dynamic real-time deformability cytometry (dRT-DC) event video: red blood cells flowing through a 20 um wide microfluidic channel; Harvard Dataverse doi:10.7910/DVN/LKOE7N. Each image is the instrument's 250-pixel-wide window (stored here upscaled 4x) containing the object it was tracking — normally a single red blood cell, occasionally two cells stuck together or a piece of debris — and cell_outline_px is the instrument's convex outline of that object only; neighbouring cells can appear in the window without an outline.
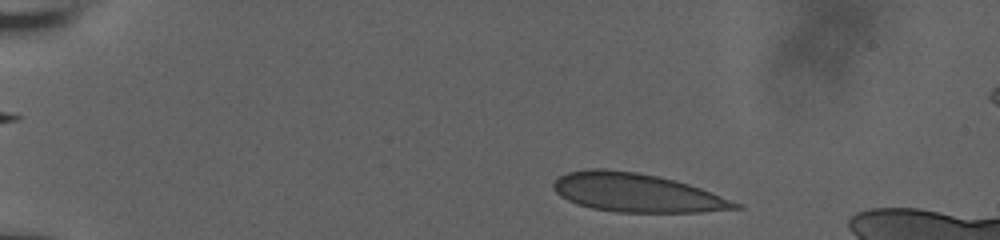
{"species": "human", "species_latin": "Homo sapiens", "temperature_condition": "room temperature", "stored_images_in_passage": 14, "camera_frame_rate_fps": 3000, "um_per_image_px": 0.085, "donor": {"sex": "male"}, "frame": {"image": 1, "passage_image": 2, "time_ms": 0.333, "image_size_px": [1000, 240], "cell_outline_px": [[744, 208], [700, 212], [616, 212], [592, 208], [576, 204], [560, 196], [552, 188], [552, 184], [560, 176], [568, 172], [588, 168], [604, 168], [636, 172], [676, 180], [700, 188], [744, 204]], "centroid_in_image_um": [54.12, 16.38], "position_along_channel_um": 30.9, "area_um2": 41.04}}
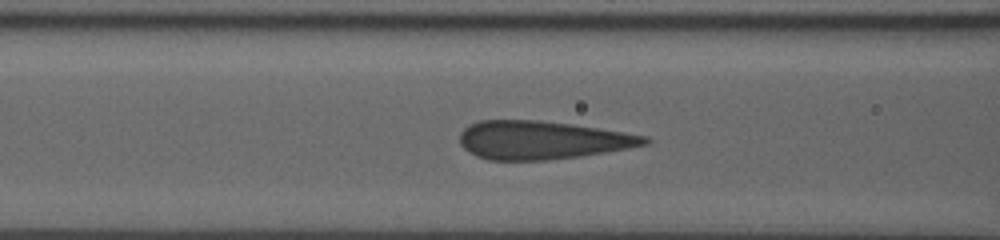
{"frame": {"image": 2, "passage_image": 9, "time_ms": 2.667, "image_size_px": [1000, 240], "cell_outline_px": [[652, 140], [648, 144], [628, 148], [580, 156], [544, 160], [488, 160], [476, 156], [468, 152], [460, 144], [460, 132], [468, 124], [480, 120], [540, 120], [572, 124], [648, 136]], "centroid_in_image_um": [46.04, 11.9], "position_along_channel_um": 120.6, "area_um2": 41.33}}
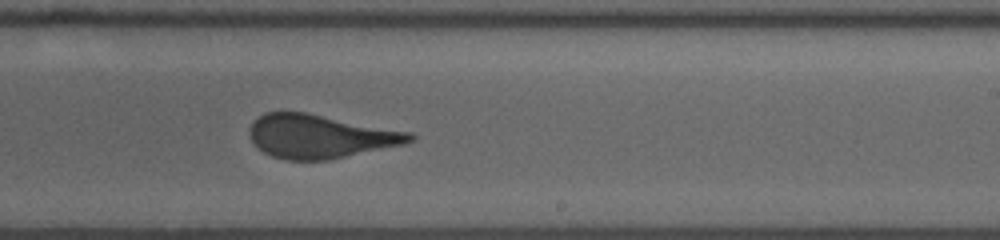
{"frame": {"image": 3, "passage_image": 14, "time_ms": 4.333, "image_size_px": [1000, 240], "cell_outline_px": [[416, 136], [412, 140], [404, 144], [328, 160], [284, 160], [272, 156], [256, 148], [248, 132], [252, 124], [264, 112], [308, 112], [412, 132]], "centroid_in_image_um": [27.21, 11.59], "position_along_channel_um": 261.8, "area_um2": 40.81}}